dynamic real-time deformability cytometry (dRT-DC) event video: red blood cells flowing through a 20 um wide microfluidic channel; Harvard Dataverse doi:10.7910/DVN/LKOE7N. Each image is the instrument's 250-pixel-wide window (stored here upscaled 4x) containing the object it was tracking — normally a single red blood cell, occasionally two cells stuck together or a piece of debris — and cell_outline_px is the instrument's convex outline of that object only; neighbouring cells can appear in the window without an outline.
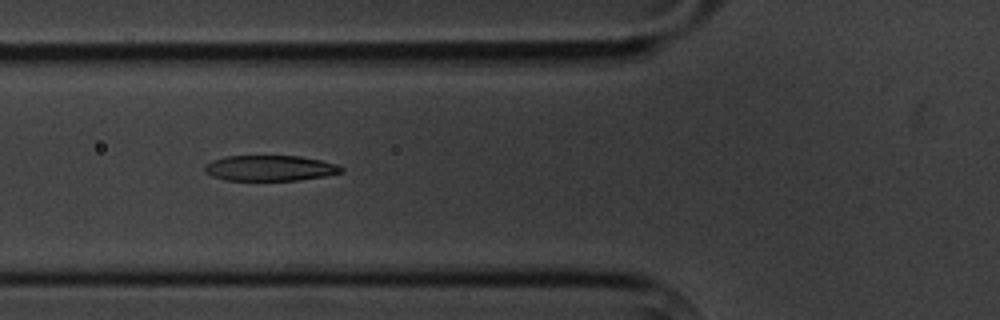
{"species": "common noctule bat (a hibernating species)", "species_latin": "Nyctalus noctula", "temperature_condition": "cold", "stored_images_in_passage": 6, "camera_frame_rate_fps": 3000, "um_per_image_px": 0.085, "animal": {"sex": "male", "body_mass_g": 20.1, "forearm_length_mm": 53.5}, "frame": {"image": 1, "passage_image": 5, "time_ms": 5.333, "image_size_px": [1000, 320], "cell_outline_px": [[344, 172], [324, 176], [300, 180], [224, 180], [212, 176], [204, 172], [204, 164], [212, 160], [224, 156], [300, 156], [320, 160], [336, 164], [344, 168]], "centroid_in_image_um": [22.92, 14.29], "position_along_channel_um": 102.9, "area_um2": 20.46}}
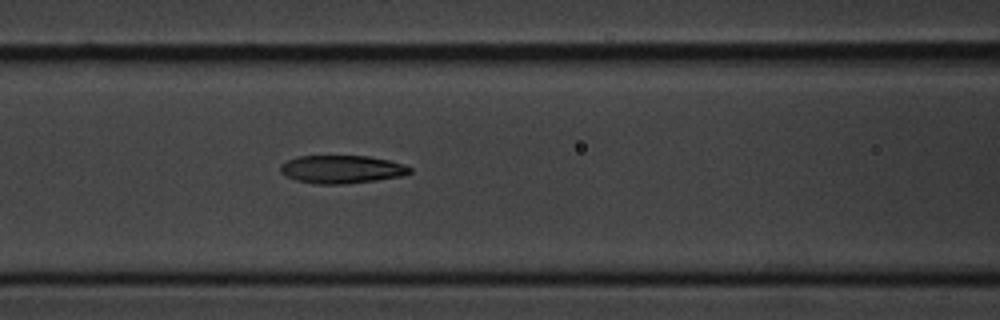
{"frame": {"image": 2, "passage_image": 6, "time_ms": 6.333, "image_size_px": [1000, 320], "cell_outline_px": [[412, 172], [404, 176], [376, 180], [340, 184], [316, 184], [296, 180], [284, 176], [280, 172], [280, 164], [288, 160], [300, 156], [368, 156], [388, 160], [404, 164], [412, 168]], "centroid_in_image_um": [29.05, 14.39], "position_along_channel_um": 137.6, "area_um2": 21.21}}